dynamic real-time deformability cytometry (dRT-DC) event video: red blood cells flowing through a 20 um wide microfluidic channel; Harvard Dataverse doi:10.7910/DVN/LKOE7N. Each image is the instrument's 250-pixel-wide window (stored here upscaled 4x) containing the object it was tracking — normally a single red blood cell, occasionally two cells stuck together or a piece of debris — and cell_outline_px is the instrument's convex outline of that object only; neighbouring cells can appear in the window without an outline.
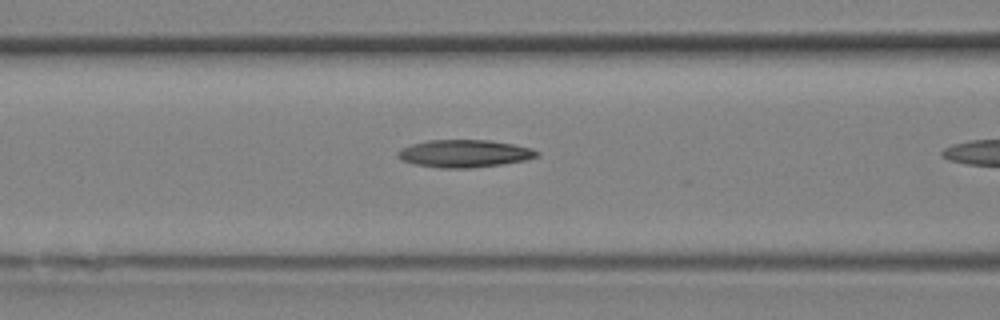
{"species": "Egyptian fruit bat (a non-hibernating species)", "species_latin": "Rousettus aegyptiacus", "temperature_condition": "room temperature", "stored_images_in_passage": 4, "camera_frame_rate_fps": 3000, "um_per_image_px": 0.085, "animal": {"sex": "female"}, "frame": {"image": 1, "passage_image": 3, "time_ms": 0.667, "image_size_px": [1000, 320], "cell_outline_px": [[540, 156], [528, 160], [504, 164], [472, 168], [440, 168], [412, 164], [396, 156], [396, 152], [412, 144], [428, 140], [488, 140], [512, 144], [532, 148], [540, 152]], "centroid_in_image_um": [39.52, 13.06], "position_along_channel_um": 127.1, "area_um2": 22.48}}